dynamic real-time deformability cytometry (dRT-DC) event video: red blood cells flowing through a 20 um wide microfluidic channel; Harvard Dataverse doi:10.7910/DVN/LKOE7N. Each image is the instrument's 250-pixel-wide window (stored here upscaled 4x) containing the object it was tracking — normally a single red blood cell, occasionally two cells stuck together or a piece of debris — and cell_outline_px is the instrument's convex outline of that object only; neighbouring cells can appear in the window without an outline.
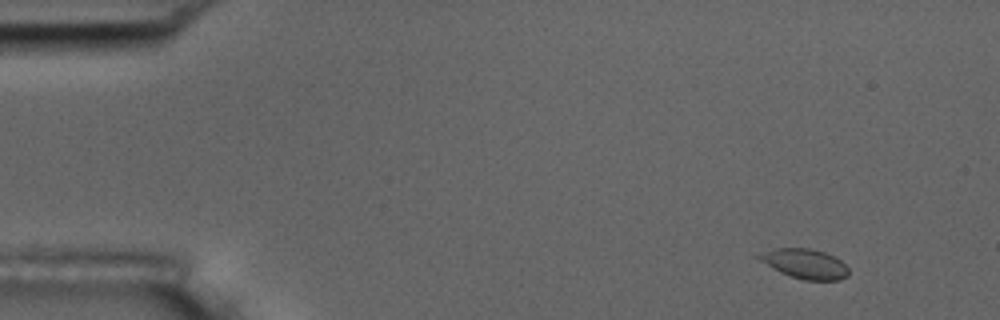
{"species": "common noctule bat (a hibernating species)", "species_latin": "Nyctalus noctula", "temperature_condition": "room temperature", "stored_images_in_passage": 5, "camera_frame_rate_fps": 3000, "um_per_image_px": 0.085, "animal": {"sex": "male", "body_mass_g": 17.5, "forearm_length_mm": 52.3}, "frame": {"image": 1, "passage_image": 1, "time_ms": 0.0, "image_size_px": [1000, 320], "cell_outline_px": [[848, 276], [840, 280], [804, 280], [780, 272], [772, 268], [752, 256], [776, 248], [808, 248], [824, 252], [840, 260], [848, 268]], "centroid_in_image_um": [68.39, 22.42], "position_along_channel_um": 16.6, "area_um2": 15.43}}
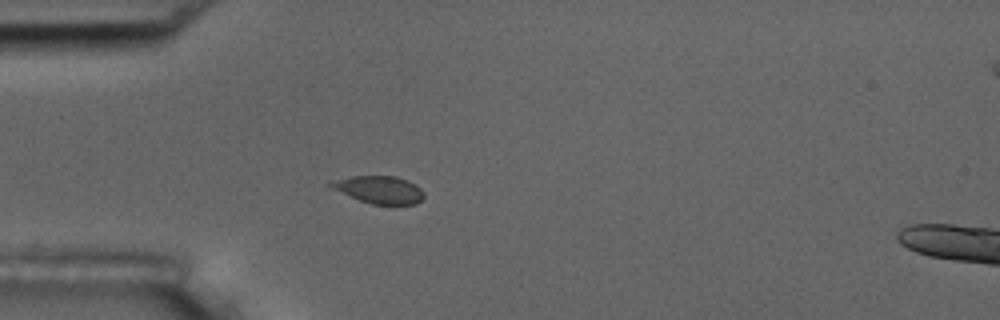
{"frame": {"image": 2, "passage_image": 4, "time_ms": 3.667, "image_size_px": [1000, 320], "cell_outline_px": [[424, 196], [416, 204], [372, 204], [360, 200], [332, 188], [328, 184], [352, 176], [396, 176], [408, 180], [416, 184], [424, 192]], "centroid_in_image_um": [32.32, 16.12], "position_along_channel_um": 52.7, "area_um2": 14.57}}